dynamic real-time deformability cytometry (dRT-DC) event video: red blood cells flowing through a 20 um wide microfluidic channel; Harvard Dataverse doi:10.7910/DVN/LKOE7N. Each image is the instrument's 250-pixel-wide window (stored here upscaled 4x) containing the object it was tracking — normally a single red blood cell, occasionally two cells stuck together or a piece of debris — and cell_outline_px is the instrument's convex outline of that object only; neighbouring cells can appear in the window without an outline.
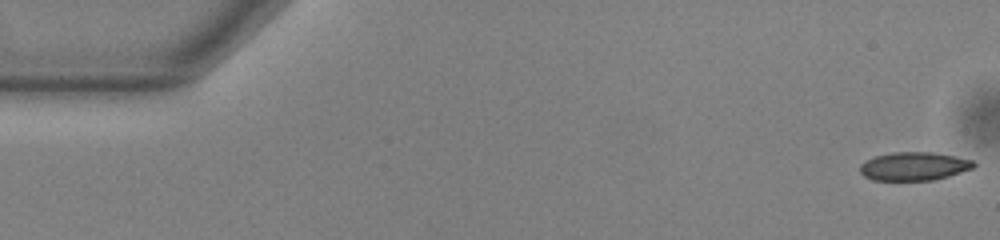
{"species": "common noctule bat (a hibernating species)", "species_latin": "Nyctalus noctula", "temperature_condition": "warm", "stored_images_in_passage": 53, "camera_frame_rate_fps": 3000, "um_per_image_px": 0.085, "animal": {"sex": "male", "body_mass_g": 13.0, "forearm_length_mm": 53.1}, "frame": {"image": 1, "passage_image": 1, "time_ms": 0.0, "image_size_px": [1000, 240], "cell_outline_px": [[976, 164], [972, 168], [948, 176], [932, 180], [872, 180], [864, 176], [860, 172], [860, 164], [876, 156], [892, 152], [932, 152], [972, 160]], "centroid_in_image_um": [77.66, 14.13], "position_along_channel_um": 7.3, "area_um2": 18.55}}
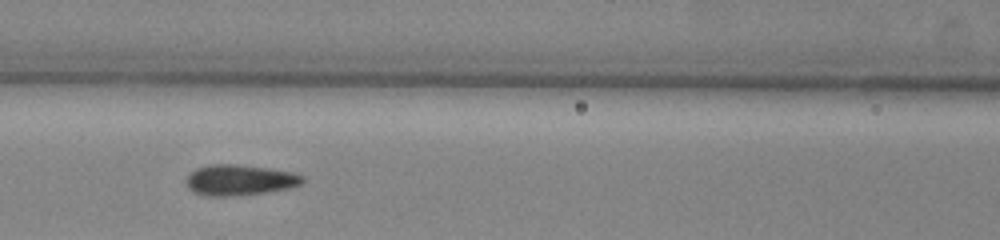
{"frame": {"image": 2, "passage_image": 23, "time_ms": 7.333, "image_size_px": [1000, 240], "cell_outline_px": [[304, 180], [300, 184], [288, 188], [264, 192], [232, 196], [208, 196], [196, 192], [188, 188], [188, 176], [196, 168], [212, 164], [236, 164], [268, 168], [292, 172], [304, 176]], "centroid_in_image_um": [20.39, 15.29], "position_along_channel_um": 146.2, "area_um2": 20.46}}
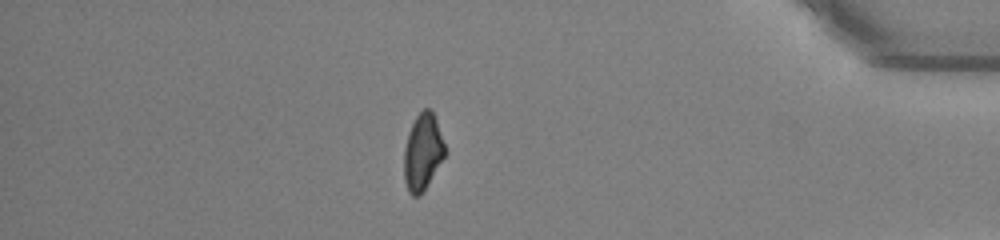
{"frame": {"image": 3, "passage_image": 46, "time_ms": 15.0, "image_size_px": [1000, 240], "cell_outline_px": [[444, 156], [420, 196], [412, 196], [408, 192], [404, 180], [404, 148], [408, 132], [416, 116], [424, 108], [428, 108], [432, 112], [436, 120], [444, 144]], "centroid_in_image_um": [35.89, 12.93], "position_along_channel_um": 399.3, "area_um2": 17.86}, "authors_computed_cell_mechanics": {"area_um2": 19.4208, "velocity_mm_per_s": 3.8404, "shape_relaxation_time_tau1_ms": null, "shape_relaxation_time_tau2_ms": 2.749, "deformation_change_tau1": null, "deformation_change_tau2": 0.0817}}